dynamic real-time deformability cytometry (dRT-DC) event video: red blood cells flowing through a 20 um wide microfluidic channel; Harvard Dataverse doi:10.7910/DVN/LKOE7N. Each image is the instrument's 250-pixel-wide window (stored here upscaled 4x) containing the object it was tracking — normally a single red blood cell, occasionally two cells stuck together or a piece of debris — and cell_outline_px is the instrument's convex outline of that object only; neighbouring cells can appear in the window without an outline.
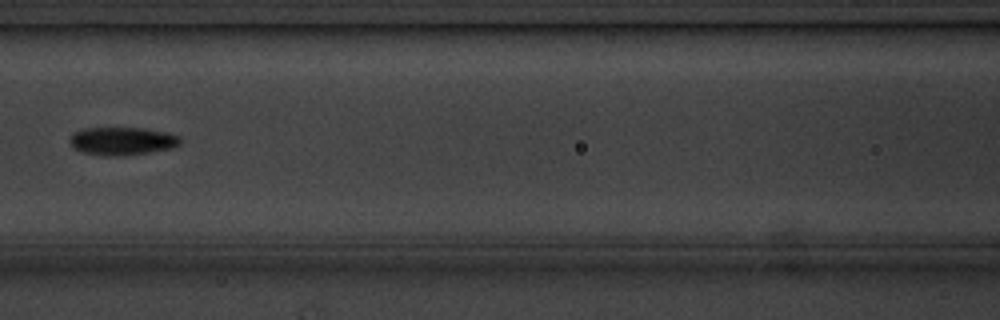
{"species": "common noctule bat (a hibernating species)", "species_latin": "Nyctalus noctula", "temperature_condition": "cold", "stored_images_in_passage": 7, "camera_frame_rate_fps": 3000, "um_per_image_px": 0.085, "animal": {"sex": "male", "body_mass_g": 20.1, "forearm_length_mm": 53.5}, "frame": {"image": 1, "passage_image": 7, "time_ms": 7.0, "image_size_px": [1000, 320], "cell_outline_px": [[180, 144], [168, 148], [148, 152], [116, 156], [100, 156], [84, 152], [72, 148], [68, 140], [72, 132], [84, 128], [144, 128], [164, 132], [176, 136], [180, 140]], "centroid_in_image_um": [10.26, 11.98], "position_along_channel_um": 156.3, "area_um2": 17.86}}